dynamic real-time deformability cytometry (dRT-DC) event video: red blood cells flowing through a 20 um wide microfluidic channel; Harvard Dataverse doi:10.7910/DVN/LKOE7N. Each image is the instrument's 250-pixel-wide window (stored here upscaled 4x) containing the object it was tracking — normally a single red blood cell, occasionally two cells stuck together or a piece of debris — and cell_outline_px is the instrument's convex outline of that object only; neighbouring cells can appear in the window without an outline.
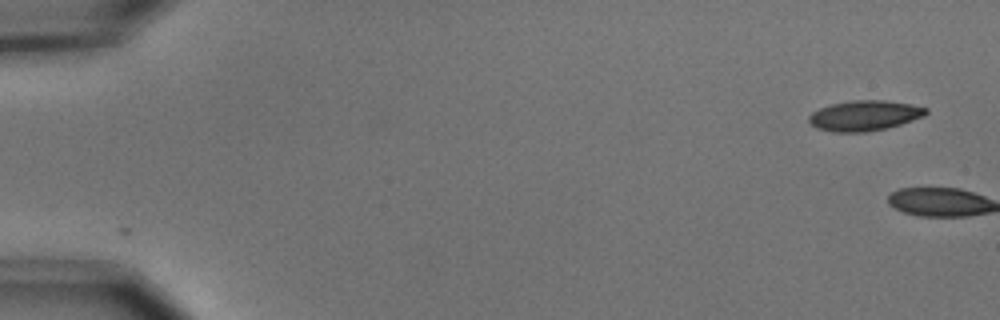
{"species": "common noctule bat (a hibernating species)", "species_latin": "Nyctalus noctula", "temperature_condition": "cold", "stored_images_in_passage": 2, "camera_frame_rate_fps": 3000, "um_per_image_px": 0.085, "animal": {"sex": "male", "body_mass_g": 15.6}, "frame": {"image": 1, "passage_image": 1, "time_ms": 0.0, "image_size_px": [1000, 320], "cell_outline_px": [[928, 112], [924, 116], [900, 124], [884, 128], [864, 132], [832, 132], [816, 128], [808, 120], [808, 116], [812, 112], [820, 108], [832, 104], [852, 100], [884, 100], [908, 104], [928, 108]], "centroid_in_image_um": [73.45, 9.82], "position_along_channel_um": 11.5, "area_um2": 20.46}}